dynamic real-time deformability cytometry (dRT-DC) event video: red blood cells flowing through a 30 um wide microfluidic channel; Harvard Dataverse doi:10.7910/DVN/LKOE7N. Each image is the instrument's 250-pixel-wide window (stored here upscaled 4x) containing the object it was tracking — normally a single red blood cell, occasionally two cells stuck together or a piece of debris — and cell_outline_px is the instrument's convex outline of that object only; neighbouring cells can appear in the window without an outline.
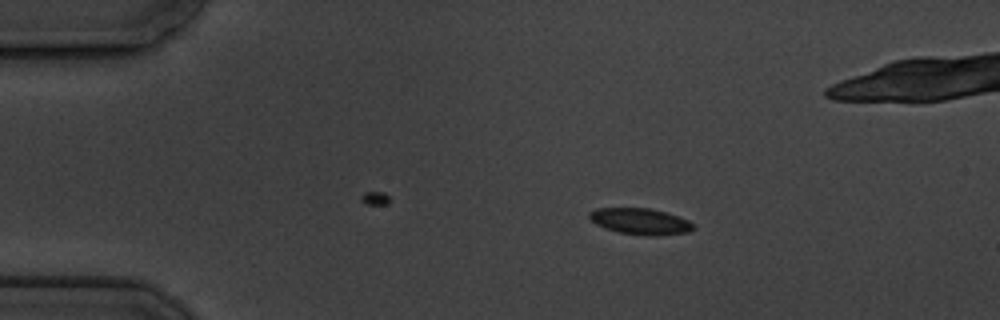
{"species": "common noctule bat (a hibernating species)", "species_latin": "Nyctalus noctula", "temperature_condition": "cold", "stored_images_in_passage": 5, "camera_frame_rate_fps": 3000, "um_per_image_px": 0.085, "animal": {"sex": "male", "body_mass_g": 19.5, "forearm_length_mm": 54.6}, "frame": {"image": 1, "passage_image": 3, "time_ms": 2.333, "image_size_px": [1000, 320], "cell_outline_px": [[696, 228], [688, 232], [656, 236], [648, 236], [620, 232], [604, 228], [596, 224], [588, 216], [588, 212], [596, 208], [648, 208], [664, 212], [688, 220], [696, 224]], "centroid_in_image_um": [54.44, 18.82], "position_along_channel_um": 30.6, "area_um2": 15.9}}